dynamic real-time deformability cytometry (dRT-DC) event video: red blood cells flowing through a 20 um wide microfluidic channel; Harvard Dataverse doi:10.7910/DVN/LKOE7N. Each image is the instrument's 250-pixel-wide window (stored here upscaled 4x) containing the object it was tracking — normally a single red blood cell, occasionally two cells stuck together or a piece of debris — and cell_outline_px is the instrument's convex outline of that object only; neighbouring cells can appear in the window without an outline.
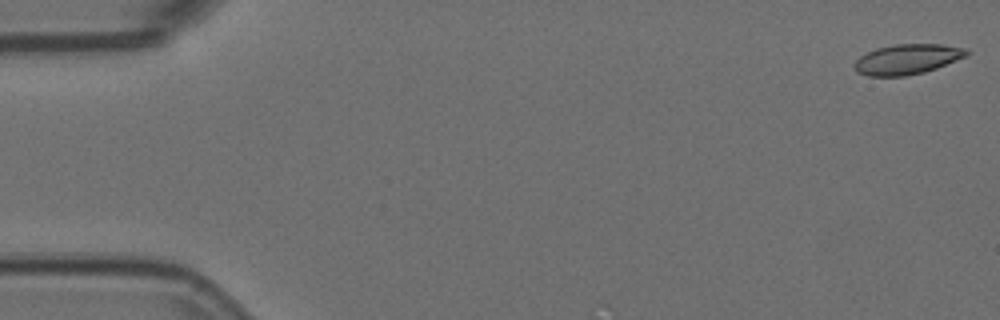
{"species": "Egyptian fruit bat (a non-hibernating species)", "species_latin": "Rousettus aegyptiacus", "temperature_condition": "room temperature", "stored_images_in_passage": 5, "camera_frame_rate_fps": 3000, "um_per_image_px": 0.085, "animal": {"sex": "female"}, "frame": {"image": 1, "passage_image": 1, "time_ms": 0.0, "image_size_px": [1000, 320], "cell_outline_px": [[968, 56], [936, 68], [924, 72], [904, 76], [868, 76], [856, 72], [856, 60], [860, 56], [876, 48], [896, 44], [940, 44], [968, 48]], "centroid_in_image_um": [77.15, 5.03], "position_along_channel_um": 7.9, "area_um2": 19.65}}
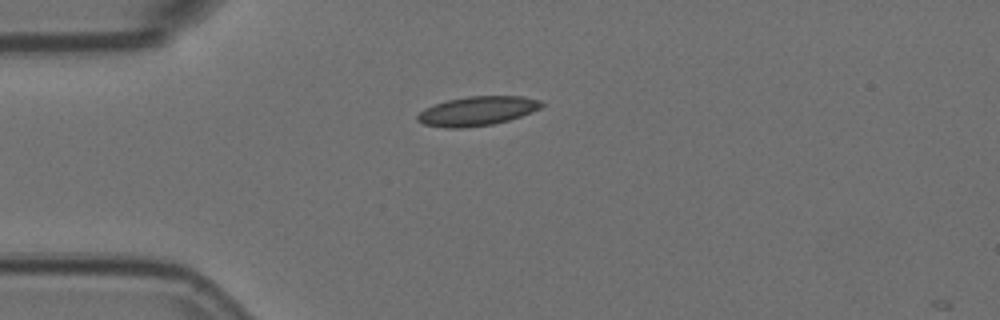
{"frame": {"image": 2, "passage_image": 4, "time_ms": 1.0, "image_size_px": [1000, 320], "cell_outline_px": [[544, 104], [540, 108], [532, 112], [508, 120], [492, 124], [464, 128], [444, 128], [424, 124], [416, 120], [416, 116], [424, 108], [448, 100], [468, 96], [520, 96], [540, 100]], "centroid_in_image_um": [40.54, 9.44], "position_along_channel_um": 44.5, "area_um2": 21.04}}